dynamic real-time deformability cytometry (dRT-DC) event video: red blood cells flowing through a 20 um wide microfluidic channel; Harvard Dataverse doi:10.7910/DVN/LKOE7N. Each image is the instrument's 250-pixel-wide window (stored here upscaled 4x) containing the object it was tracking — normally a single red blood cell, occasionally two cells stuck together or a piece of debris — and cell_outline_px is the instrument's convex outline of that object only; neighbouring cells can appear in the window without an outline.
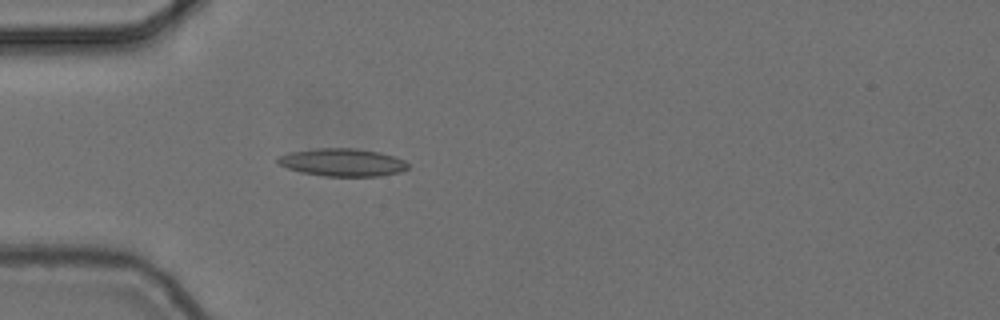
{"species": "common noctule bat (a hibernating species)", "species_latin": "Nyctalus noctula", "temperature_condition": "cold", "stored_images_in_passage": 4, "camera_frame_rate_fps": 3000, "um_per_image_px": 0.085, "animal": {"sex": "female", "body_mass_g": 24.6, "forearm_length_mm": 56.2}, "frame": {"image": 1, "passage_image": 4, "time_ms": 1.0, "image_size_px": [1000, 320], "cell_outline_px": [[408, 168], [400, 172], [380, 176], [324, 176], [304, 172], [288, 168], [280, 164], [276, 160], [280, 156], [288, 152], [316, 148], [356, 148], [380, 152], [404, 160], [408, 164]], "centroid_in_image_um": [29.12, 13.79], "position_along_channel_um": 55.9, "area_um2": 20.92}}